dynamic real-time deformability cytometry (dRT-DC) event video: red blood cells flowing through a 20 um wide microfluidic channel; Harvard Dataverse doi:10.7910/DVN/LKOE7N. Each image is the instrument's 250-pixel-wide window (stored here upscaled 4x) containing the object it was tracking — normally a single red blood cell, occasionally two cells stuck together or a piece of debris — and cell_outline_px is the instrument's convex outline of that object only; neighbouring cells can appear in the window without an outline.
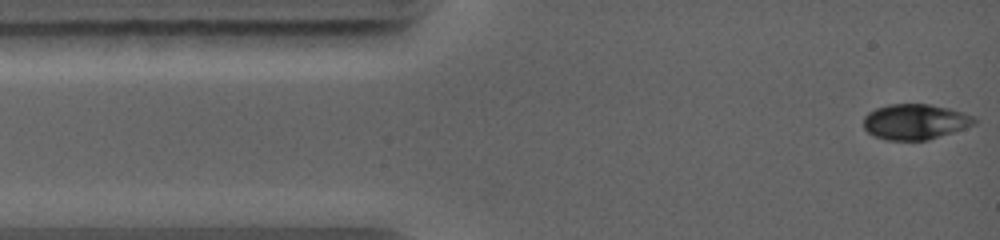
{"species": "common noctule bat (a hibernating species)", "species_latin": "Nyctalus noctula", "temperature_condition": "warm", "stored_images_in_passage": 13, "camera_frame_rate_fps": 5000, "um_per_image_px": 0.085, "animal": {"sex": "female", "body_mass_g": 19.0, "forearm_length_mm": 56.7}, "frame": {"image": 1, "passage_image": 1, "time_ms": 0.0, "image_size_px": [1000, 240], "cell_outline_px": [[976, 124], [928, 140], [888, 140], [876, 136], [868, 132], [864, 128], [864, 116], [868, 112], [876, 108], [888, 104], [928, 104], [948, 108], [976, 116]], "centroid_in_image_um": [77.79, 10.34], "position_along_channel_um": 7.2, "area_um2": 22.83}}
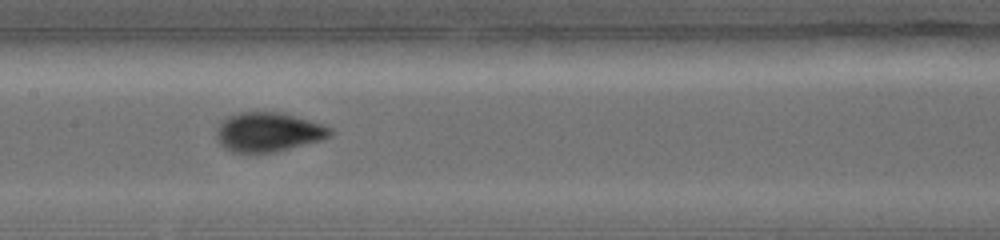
{"frame": {"image": 2, "passage_image": 7, "time_ms": 5.2, "image_size_px": [1000, 240], "cell_outline_px": [[332, 136], [324, 140], [272, 152], [232, 152], [224, 148], [220, 144], [216, 136], [216, 128], [228, 116], [240, 112], [284, 112], [332, 128]], "centroid_in_image_um": [22.81, 11.22], "position_along_channel_um": 184.6, "area_um2": 26.01}}
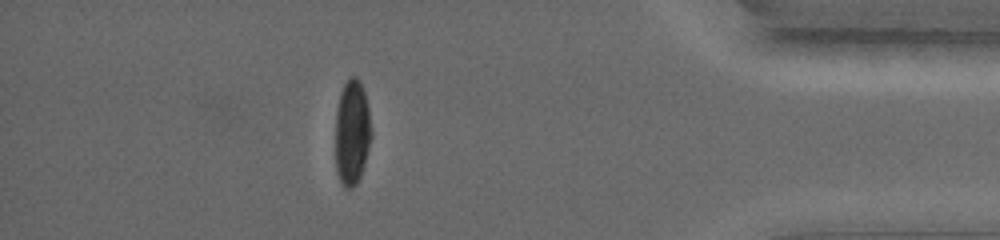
{"frame": {"image": 3, "passage_image": 13, "time_ms": 10.8, "image_size_px": [1000, 240], "cell_outline_px": [[372, 136], [364, 164], [360, 176], [356, 184], [352, 188], [344, 188], [336, 172], [336, 112], [340, 92], [348, 76], [356, 76], [360, 80], [364, 92], [368, 108], [372, 132]], "centroid_in_image_um": [29.92, 11.23], "position_along_channel_um": 405.3, "area_um2": 22.14}}